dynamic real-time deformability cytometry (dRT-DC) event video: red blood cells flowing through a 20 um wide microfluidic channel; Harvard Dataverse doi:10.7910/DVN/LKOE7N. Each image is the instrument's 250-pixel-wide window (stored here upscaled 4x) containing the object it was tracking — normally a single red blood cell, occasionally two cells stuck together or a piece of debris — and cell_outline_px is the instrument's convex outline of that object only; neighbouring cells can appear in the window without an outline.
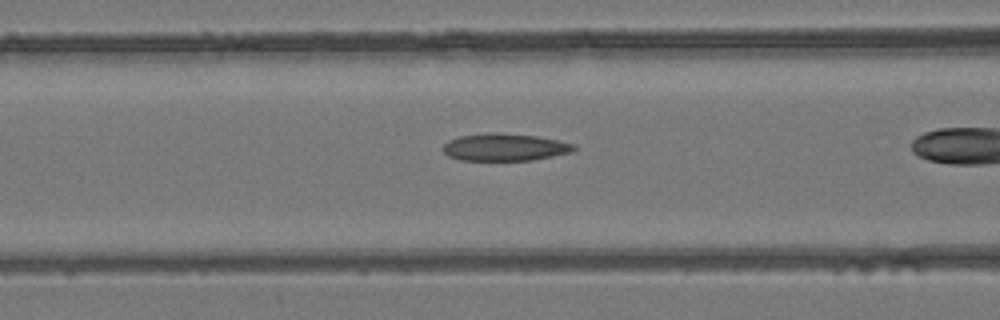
{"species": "common noctule bat (a hibernating species)", "species_latin": "Nyctalus noctula", "temperature_condition": "room temperature", "stored_images_in_passage": 34, "camera_frame_rate_fps": 3000, "um_per_image_px": 0.085, "animal": {"sex": "female", "body_mass_g": 24.6, "forearm_length_mm": 56.2}, "frame": {"image": 1, "passage_image": 18, "time_ms": 5.667, "image_size_px": [1000, 320], "cell_outline_px": [[576, 148], [572, 152], [532, 160], [460, 160], [448, 156], [444, 152], [444, 144], [448, 140], [460, 136], [488, 132], [496, 132], [536, 136], [576, 144]], "centroid_in_image_um": [42.9, 12.51], "position_along_channel_um": 123.7, "area_um2": 20.81}}
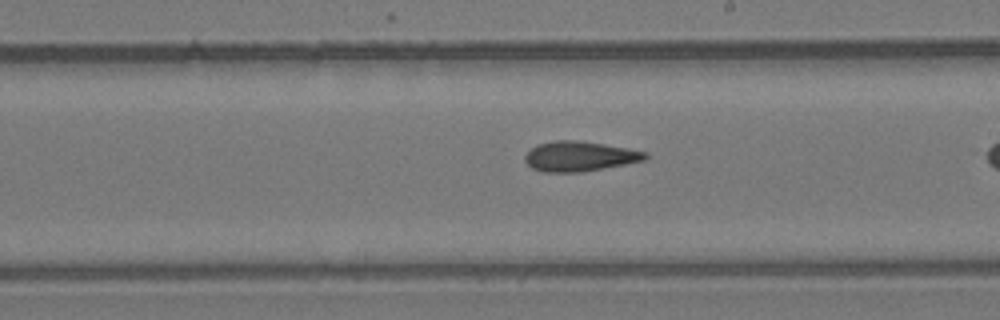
{"frame": {"image": 2, "passage_image": 26, "time_ms": 8.333, "image_size_px": [1000, 320], "cell_outline_px": [[648, 160], [584, 172], [540, 172], [532, 168], [524, 160], [524, 156], [536, 144], [552, 140], [576, 140], [604, 144], [628, 148], [648, 152]], "centroid_in_image_um": [49.28, 13.29], "position_along_channel_um": 239.7, "area_um2": 21.33}}
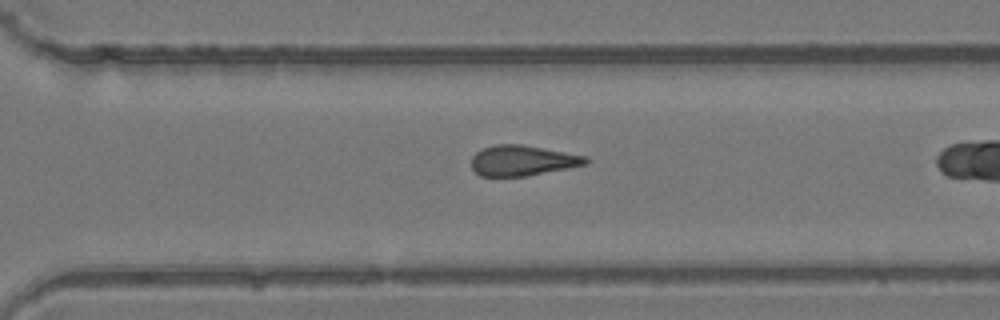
{"frame": {"image": 3, "passage_image": 32, "time_ms": 10.333, "image_size_px": [1000, 320], "cell_outline_px": [[592, 160], [588, 164], [528, 176], [480, 176], [472, 168], [472, 156], [476, 152], [484, 148], [496, 144], [520, 144], [588, 156]], "centroid_in_image_um": [44.46, 13.65], "position_along_channel_um": 326.1, "area_um2": 20.35}}